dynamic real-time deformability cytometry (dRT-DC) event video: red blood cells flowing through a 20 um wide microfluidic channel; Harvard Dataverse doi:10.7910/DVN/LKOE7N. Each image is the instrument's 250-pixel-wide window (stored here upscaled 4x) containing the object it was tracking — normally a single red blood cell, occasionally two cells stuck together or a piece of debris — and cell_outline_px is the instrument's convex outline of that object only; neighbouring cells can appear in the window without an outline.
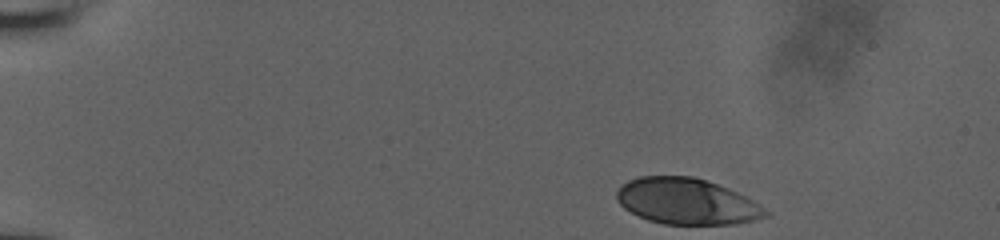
{"species": "human", "species_latin": "Homo sapiens", "temperature_condition": "room temperature", "stored_images_in_passage": 40, "camera_frame_rate_fps": 3000, "um_per_image_px": 0.085, "donor": {"sex": "male"}, "frame": {"image": 1, "passage_image": 1, "time_ms": 0.0, "image_size_px": [1000, 240], "cell_outline_px": [[772, 212], [768, 216], [736, 224], [664, 224], [648, 220], [624, 208], [616, 200], [616, 192], [628, 180], [640, 176], [692, 176], [728, 188], [748, 196]], "centroid_in_image_um": [58.42, 17.12], "position_along_channel_um": 26.6, "area_um2": 40.0}}
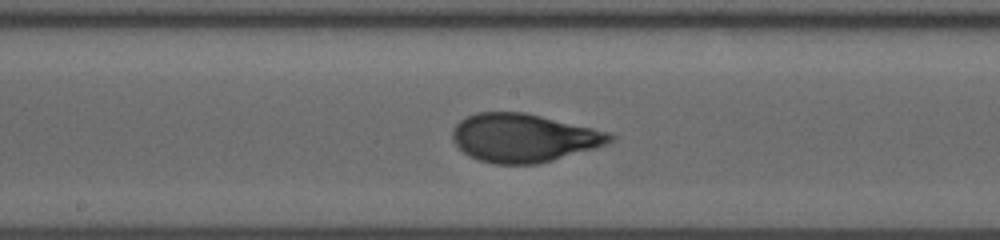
{"frame": {"image": 2, "passage_image": 23, "time_ms": 7.333, "image_size_px": [1000, 240], "cell_outline_px": [[616, 136], [612, 140], [596, 148], [540, 164], [492, 164], [468, 156], [452, 140], [452, 128], [464, 116], [476, 112], [524, 112], [592, 128], [608, 132]], "centroid_in_image_um": [44.47, 11.72], "position_along_channel_um": 203.7, "area_um2": 44.45}}
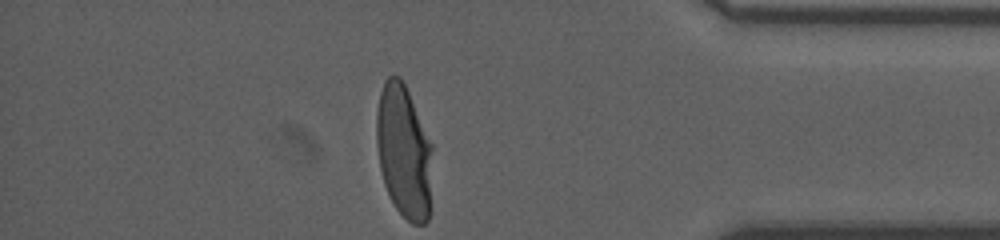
{"frame": {"image": 3, "passage_image": 40, "time_ms": 13.0, "image_size_px": [1000, 240], "cell_outline_px": [[432, 148], [428, 220], [424, 224], [412, 224], [396, 208], [384, 184], [380, 168], [376, 144], [376, 112], [380, 92], [384, 80], [388, 76], [400, 76], [408, 92], [432, 144]], "centroid_in_image_um": [34.3, 12.85], "position_along_channel_um": 400.9, "area_um2": 43.12}, "authors_computed_cell_mechanics": {"area_um2": 43.8124, "velocity_mm_per_s": 3.9256, "shape_relaxation_time_tau1_ms": 5.1523, "shape_relaxation_time_tau2_ms": null, "deformation_change_tau1": 0.215, "deformation_change_tau2": null}}